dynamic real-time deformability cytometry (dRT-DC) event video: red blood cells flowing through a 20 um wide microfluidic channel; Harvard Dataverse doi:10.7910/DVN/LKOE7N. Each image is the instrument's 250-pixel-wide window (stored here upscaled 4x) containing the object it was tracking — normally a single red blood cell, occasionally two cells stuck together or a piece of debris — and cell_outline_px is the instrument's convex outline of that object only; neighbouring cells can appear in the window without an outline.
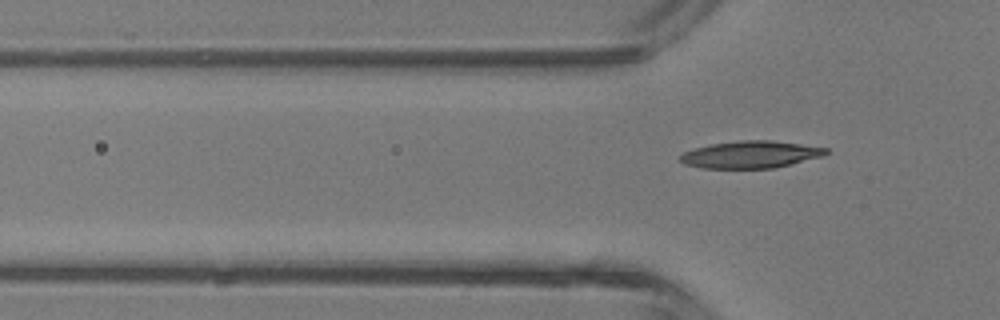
{"species": "common noctule bat (a hibernating species)", "species_latin": "Nyctalus noctula", "temperature_condition": "room temperature", "stored_images_in_passage": 4, "camera_frame_rate_fps": 3000, "um_per_image_px": 0.085, "animal": {"sex": "male", "body_mass_g": 13.3}, "frame": {"image": 1, "passage_image": 4, "time_ms": 3.667, "image_size_px": [1000, 320], "cell_outline_px": [[828, 152], [824, 156], [772, 168], [704, 168], [684, 164], [680, 160], [680, 156], [684, 152], [696, 148], [712, 144], [740, 140], [772, 140], [828, 148]], "centroid_in_image_um": [63.82, 13.13], "position_along_channel_um": 62.0, "area_um2": 22.83}}